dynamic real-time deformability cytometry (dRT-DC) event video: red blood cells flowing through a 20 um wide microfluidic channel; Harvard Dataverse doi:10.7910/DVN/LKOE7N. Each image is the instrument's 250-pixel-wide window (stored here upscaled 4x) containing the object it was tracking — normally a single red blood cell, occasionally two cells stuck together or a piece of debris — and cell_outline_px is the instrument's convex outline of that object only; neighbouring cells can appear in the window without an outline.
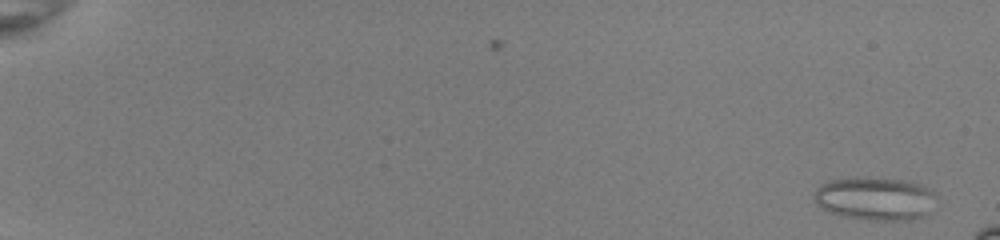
{"species": "common noctule bat (a hibernating species)", "species_latin": "Nyctalus noctula", "temperature_condition": "room temperature", "stored_images_in_passage": 50, "camera_frame_rate_fps": 3000, "um_per_image_px": 0.085, "animal": {"sex": "female", "body_mass_g": 22.0, "forearm_length_mm": 56.7}, "frame": {"image": 1, "passage_image": 2, "time_ms": 0.333, "image_size_px": [1000, 240], "cell_outline_px": [[936, 196], [920, 216], [908, 220], [868, 220], [828, 212], [820, 208], [816, 204], [816, 188], [820, 184], [828, 180], [856, 176], [900, 180], [920, 184], [936, 192]], "centroid_in_image_um": [74.29, 16.85], "position_along_channel_um": 10.7, "area_um2": 30.29}}
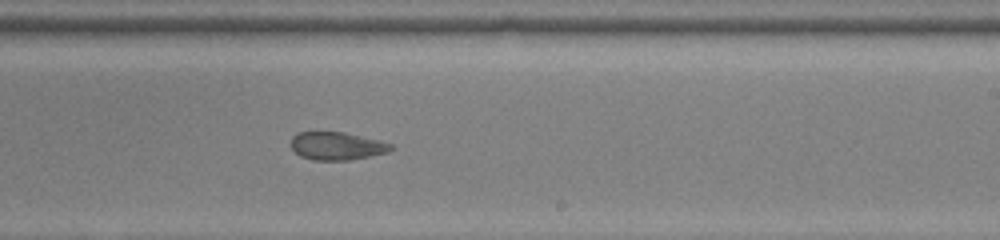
{"frame": {"image": 2, "passage_image": 35, "time_ms": 11.333, "image_size_px": [1000, 240], "cell_outline_px": [[392, 148], [388, 152], [348, 160], [312, 160], [300, 156], [292, 148], [292, 136], [296, 132], [344, 132], [380, 140], [392, 144]], "centroid_in_image_um": [28.62, 12.4], "position_along_channel_um": 260.4, "area_um2": 16.18}}
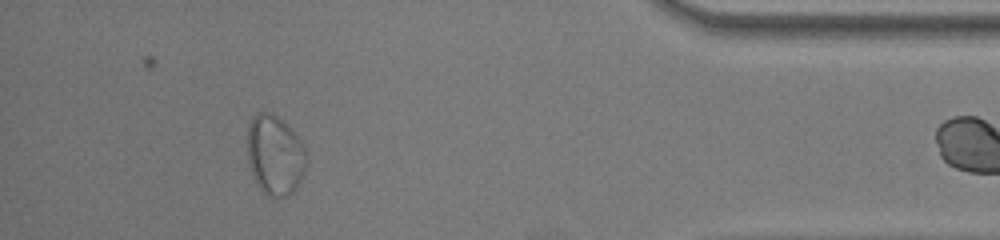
{"frame": {"image": 3, "passage_image": 49, "time_ms": 16.0, "image_size_px": [1000, 240], "cell_outline_px": [[308, 164], [296, 188], [288, 196], [272, 196], [264, 192], [256, 184], [248, 160], [248, 124], [252, 116], [256, 112], [272, 112], [300, 140], [304, 148], [308, 160]], "centroid_in_image_um": [23.37, 13.18], "position_along_channel_um": 411.8, "area_um2": 27.22}}